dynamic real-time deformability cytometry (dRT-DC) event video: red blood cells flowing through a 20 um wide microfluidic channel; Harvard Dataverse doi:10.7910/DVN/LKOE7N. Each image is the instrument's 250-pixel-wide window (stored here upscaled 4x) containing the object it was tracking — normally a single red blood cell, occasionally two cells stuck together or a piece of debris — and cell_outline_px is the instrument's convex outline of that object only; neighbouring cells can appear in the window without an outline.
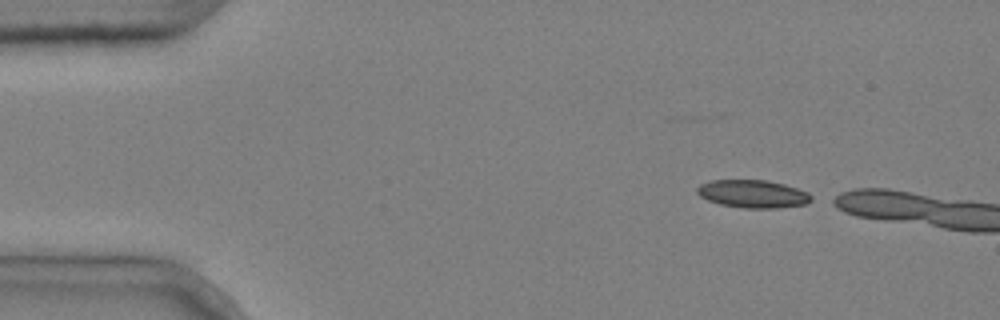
{"species": "common noctule bat (a hibernating species)", "species_latin": "Nyctalus noctula", "temperature_condition": "cold", "stored_images_in_passage": 2, "camera_frame_rate_fps": 3000, "um_per_image_px": 0.085, "animal": {"sex": "male", "body_mass_g": 20.4}, "frame": {"image": 1, "passage_image": 1, "time_ms": 0.0, "image_size_px": [1000, 320], "cell_outline_px": [[816, 200], [808, 204], [776, 208], [744, 208], [720, 204], [708, 200], [700, 196], [696, 192], [696, 188], [700, 184], [712, 180], [768, 180], [784, 184], [808, 192]], "centroid_in_image_um": [64.04, 16.48], "position_along_channel_um": 21.0, "area_um2": 18.73}}